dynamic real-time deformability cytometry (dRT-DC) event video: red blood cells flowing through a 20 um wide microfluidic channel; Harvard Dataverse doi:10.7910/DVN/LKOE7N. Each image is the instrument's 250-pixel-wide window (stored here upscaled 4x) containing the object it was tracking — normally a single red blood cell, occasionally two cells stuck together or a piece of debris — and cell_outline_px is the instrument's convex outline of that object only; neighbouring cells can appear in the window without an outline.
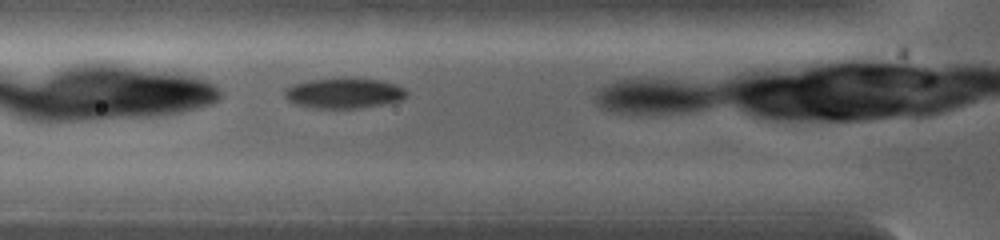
{"species": "common noctule bat (a hibernating species)", "species_latin": "Nyctalus noctula", "temperature_condition": "warm", "stored_images_in_passage": 2, "camera_frame_rate_fps": 5000, "um_per_image_px": 0.085, "animal": {"sex": "female", "body_mass_g": 19.0, "forearm_length_mm": 53.3}, "frame": {"image": 1, "passage_image": 2, "time_ms": 0.4, "image_size_px": [1000, 240], "cell_outline_px": [[408, 92], [404, 100], [360, 108], [308, 108], [292, 104], [284, 96], [284, 92], [288, 88], [296, 84], [308, 80], [380, 80], [396, 84], [404, 88]], "centroid_in_image_um": [29.25, 7.96], "position_along_channel_um": 96.6, "area_um2": 21.1}}